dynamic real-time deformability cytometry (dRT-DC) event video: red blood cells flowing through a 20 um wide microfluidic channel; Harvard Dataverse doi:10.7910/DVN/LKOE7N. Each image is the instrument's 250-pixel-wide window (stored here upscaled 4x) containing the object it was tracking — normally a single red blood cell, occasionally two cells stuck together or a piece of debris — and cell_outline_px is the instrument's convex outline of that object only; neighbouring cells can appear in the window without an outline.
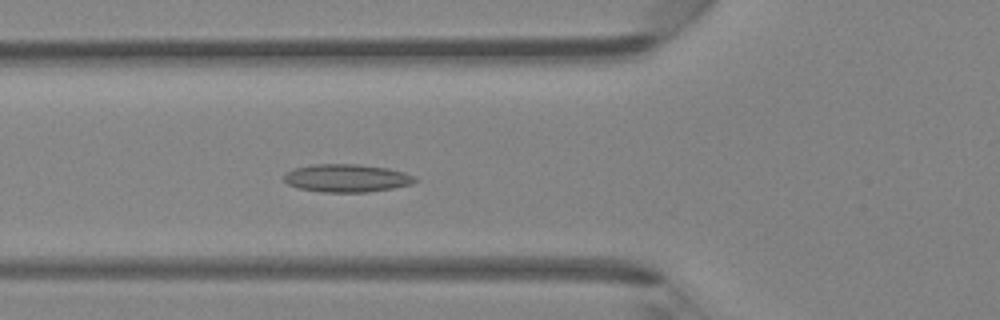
{"species": "Egyptian fruit bat (a non-hibernating species)", "species_latin": "Rousettus aegyptiacus", "temperature_condition": "room temperature", "stored_images_in_passage": 46, "camera_frame_rate_fps": 3000, "um_per_image_px": 0.085, "animal": {"sex": "female"}, "frame": {"image": 1, "passage_image": 17, "time_ms": 5.333, "image_size_px": [1000, 320], "cell_outline_px": [[420, 180], [412, 184], [392, 188], [368, 192], [320, 192], [296, 188], [288, 184], [284, 180], [284, 172], [292, 168], [312, 164], [356, 164], [388, 168], [404, 172], [416, 176]], "centroid_in_image_um": [29.46, 15.14], "position_along_channel_um": 96.3, "area_um2": 21.68}}
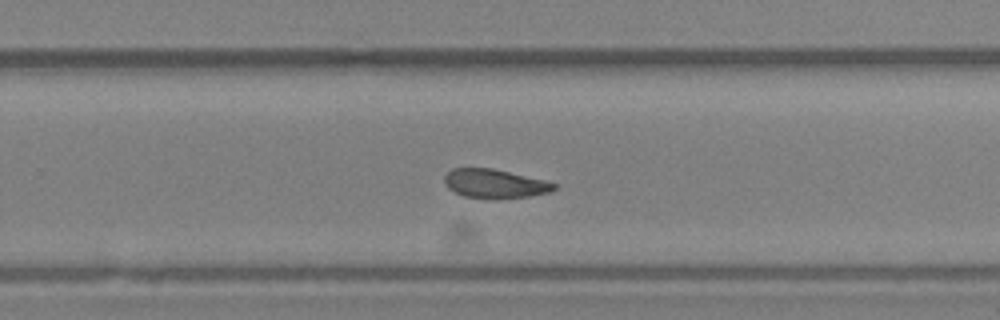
{"frame": {"image": 2, "passage_image": 30, "time_ms": 9.667, "image_size_px": [1000, 320], "cell_outline_px": [[556, 188], [552, 192], [528, 196], [496, 200], [492, 200], [464, 196], [448, 188], [444, 184], [444, 176], [452, 168], [492, 168], [544, 180], [556, 184]], "centroid_in_image_um": [42.04, 15.63], "position_along_channel_um": 287.8, "area_um2": 18.67}}
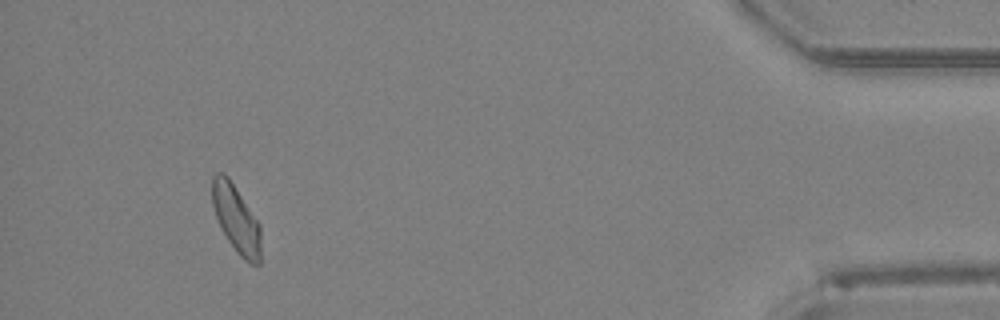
{"frame": {"image": 3, "passage_image": 43, "time_ms": 14.0, "image_size_px": [1000, 320], "cell_outline_px": [[260, 264], [252, 264], [244, 260], [240, 256], [228, 240], [216, 216], [212, 204], [212, 176], [216, 172], [224, 172], [228, 176], [260, 224]], "centroid_in_image_um": [20.07, 18.58], "position_along_channel_um": 415.1, "area_um2": 18.96}}